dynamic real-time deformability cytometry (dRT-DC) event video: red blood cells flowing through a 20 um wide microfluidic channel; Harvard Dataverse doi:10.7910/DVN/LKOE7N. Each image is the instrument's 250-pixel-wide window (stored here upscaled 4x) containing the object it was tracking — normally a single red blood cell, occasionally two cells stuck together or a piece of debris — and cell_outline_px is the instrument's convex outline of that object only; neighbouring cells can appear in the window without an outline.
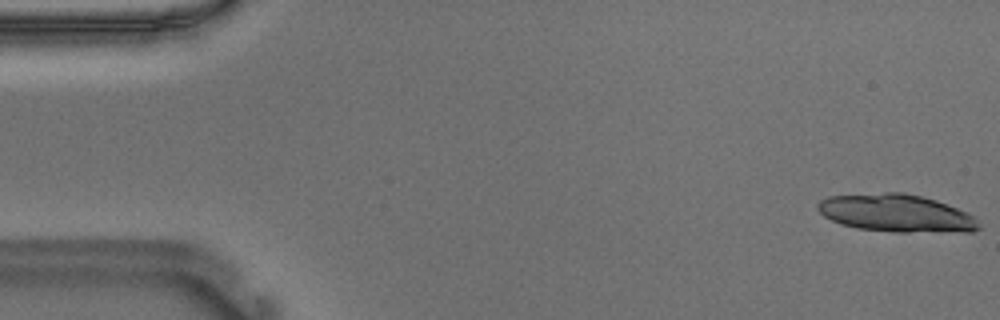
{"species": "Egyptian fruit bat (a non-hibernating species)", "species_latin": "Rousettus aegyptiacus", "temperature_condition": "warm", "stored_images_in_passage": 20, "camera_frame_rate_fps": 3000, "um_per_image_px": 0.085, "animal": {"sex": "male"}, "frame": {"image": 1, "passage_image": 1, "time_ms": 0.0, "image_size_px": [1000, 320], "cell_outline_px": [[980, 228], [972, 232], [892, 232], [856, 228], [840, 224], [824, 216], [816, 208], [816, 204], [820, 200], [828, 196], [884, 192], [904, 192], [936, 200], [948, 204], [968, 212], [976, 216], [980, 224]], "centroid_in_image_um": [76.22, 18.12], "position_along_channel_um": 8.8, "area_um2": 35.89}}